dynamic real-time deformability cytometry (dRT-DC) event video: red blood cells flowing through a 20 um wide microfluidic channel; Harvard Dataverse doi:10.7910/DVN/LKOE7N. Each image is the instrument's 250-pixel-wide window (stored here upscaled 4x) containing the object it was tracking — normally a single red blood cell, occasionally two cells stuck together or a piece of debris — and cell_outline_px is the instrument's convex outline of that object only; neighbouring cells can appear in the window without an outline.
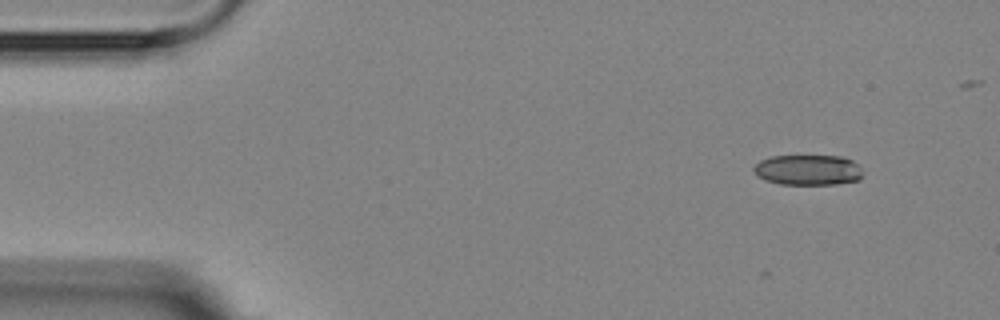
{"species": "Egyptian fruit bat (a non-hibernating species)", "species_latin": "Rousettus aegyptiacus", "temperature_condition": "room temperature", "stored_images_in_passage": 4, "camera_frame_rate_fps": 3000, "um_per_image_px": 0.085, "animal": {"sex": "female"}, "frame": {"image": 1, "passage_image": 1, "time_ms": 0.0, "image_size_px": [1000, 320], "cell_outline_px": [[860, 180], [836, 184], [780, 184], [764, 180], [752, 168], [760, 160], [772, 156], [840, 156], [852, 160], [860, 168]], "centroid_in_image_um": [68.67, 14.44], "position_along_channel_um": 16.3, "area_um2": 19.13}}